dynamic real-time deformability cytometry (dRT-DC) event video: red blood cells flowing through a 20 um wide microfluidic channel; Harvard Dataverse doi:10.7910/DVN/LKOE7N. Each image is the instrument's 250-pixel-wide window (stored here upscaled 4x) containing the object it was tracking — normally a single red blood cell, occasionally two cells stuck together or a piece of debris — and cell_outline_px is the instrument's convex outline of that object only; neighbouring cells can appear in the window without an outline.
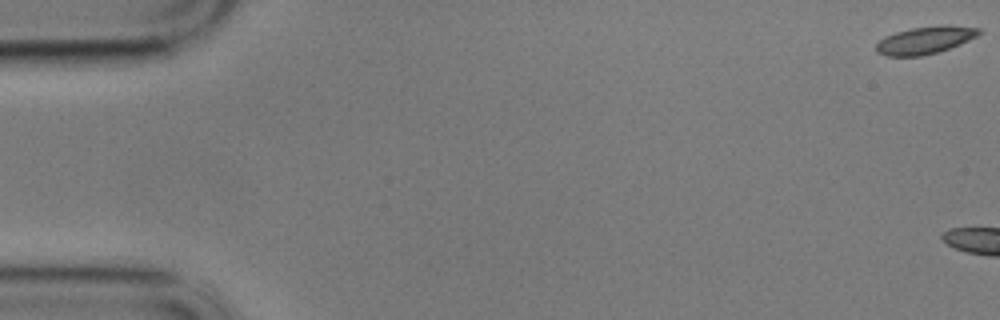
{"species": "common noctule bat (a hibernating species)", "species_latin": "Nyctalus noctula", "temperature_condition": "cold", "stored_images_in_passage": 5, "camera_frame_rate_fps": 3000, "um_per_image_px": 0.085, "animal": {"sex": "male", "body_mass_g": 17.9}, "frame": {"image": 1, "passage_image": 1, "time_ms": 0.0, "image_size_px": [1000, 320], "cell_outline_px": [[984, 32], [960, 44], [936, 52], [920, 56], [884, 56], [876, 52], [876, 44], [884, 36], [896, 32], [912, 28], [948, 24], [980, 28]], "centroid_in_image_um": [78.63, 3.4], "position_along_channel_um": 6.4, "area_um2": 16.47}}